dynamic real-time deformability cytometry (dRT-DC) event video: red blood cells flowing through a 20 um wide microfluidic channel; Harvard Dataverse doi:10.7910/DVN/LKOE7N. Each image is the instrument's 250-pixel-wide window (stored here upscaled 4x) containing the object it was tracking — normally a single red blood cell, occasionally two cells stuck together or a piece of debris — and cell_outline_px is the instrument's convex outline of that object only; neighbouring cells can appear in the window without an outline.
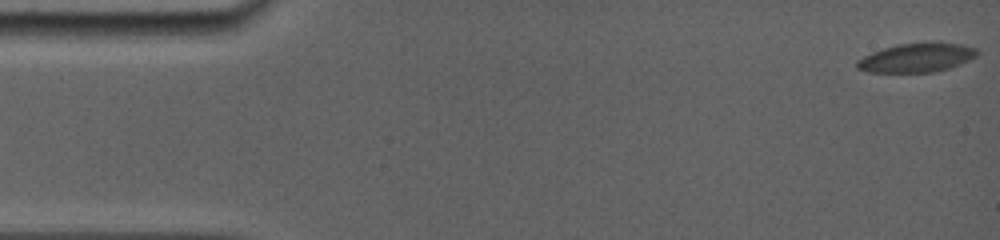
{"species": "common noctule bat (a hibernating species)", "species_latin": "Nyctalus noctula", "temperature_condition": "room temperature", "stored_images_in_passage": 25, "camera_frame_rate_fps": 5000, "um_per_image_px": 0.085, "animal": {"sex": "female", "body_mass_g": 19.0, "forearm_length_mm": 56.7}, "frame": {"image": 1, "passage_image": 1, "time_ms": 0.0, "image_size_px": [1000, 240], "cell_outline_px": [[980, 52], [976, 56], [960, 64], [948, 68], [932, 72], [868, 72], [856, 68], [856, 60], [872, 52], [884, 48], [900, 44], [936, 40], [940, 40], [960, 44], [976, 48]], "centroid_in_image_um": [77.94, 4.87], "position_along_channel_um": 7.1, "area_um2": 20.63}}